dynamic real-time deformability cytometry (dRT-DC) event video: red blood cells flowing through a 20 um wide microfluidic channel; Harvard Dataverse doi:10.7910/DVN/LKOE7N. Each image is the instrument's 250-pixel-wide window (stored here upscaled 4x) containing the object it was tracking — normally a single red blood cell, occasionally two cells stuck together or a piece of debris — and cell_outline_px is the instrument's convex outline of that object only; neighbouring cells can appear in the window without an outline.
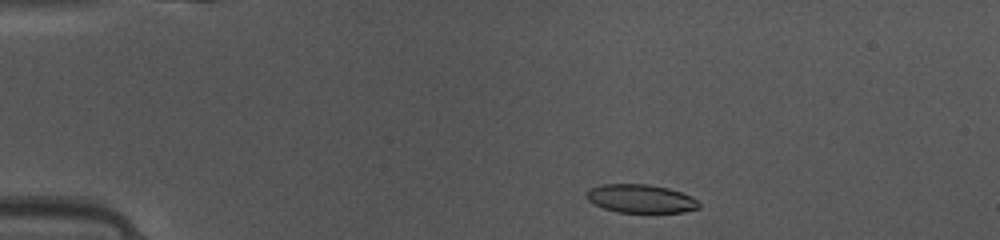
{"species": "common noctule bat (a hibernating species)", "species_latin": "Nyctalus noctula", "temperature_condition": "warm", "stored_images_in_passage": 41, "camera_frame_rate_fps": 3000, "um_per_image_px": 0.085, "animal": {"sex": "female", "body_mass_g": 10.0, "forearm_length_mm": 53.1}, "frame": {"image": 1, "passage_image": 2, "time_ms": 0.333, "image_size_px": [1000, 240], "cell_outline_px": [[700, 208], [684, 212], [616, 212], [604, 208], [588, 200], [584, 196], [584, 192], [588, 188], [600, 184], [648, 184], [668, 188], [680, 192], [696, 200], [700, 204]], "centroid_in_image_um": [54.4, 16.88], "position_along_channel_um": 30.6, "area_um2": 18.67}}
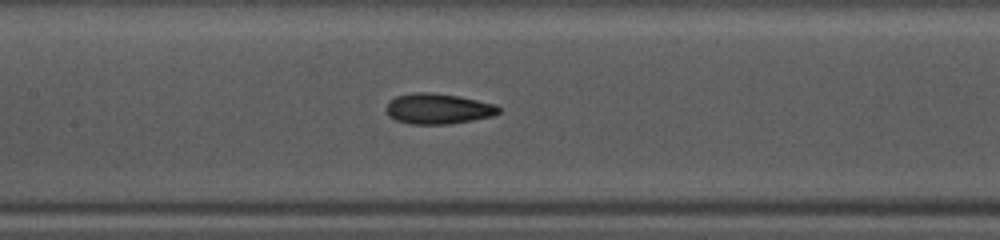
{"frame": {"image": 2, "passage_image": 16, "time_ms": 5.0, "image_size_px": [1000, 240], "cell_outline_px": [[500, 112], [492, 116], [472, 120], [448, 124], [408, 124], [396, 120], [388, 116], [384, 108], [388, 100], [396, 96], [412, 92], [428, 92], [460, 96], [496, 104], [500, 108]], "centroid_in_image_um": [37.19, 9.23], "position_along_channel_um": 170.2, "area_um2": 20.29}}
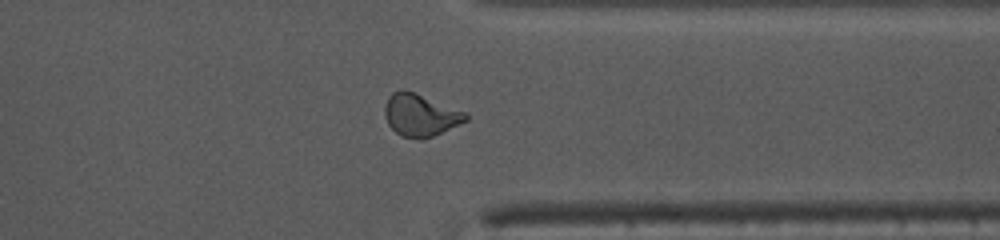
{"frame": {"image": 3, "passage_image": 31, "time_ms": 10.0, "image_size_px": [1000, 240], "cell_outline_px": [[468, 120], [432, 136], [420, 140], [400, 136], [388, 124], [384, 112], [384, 108], [388, 96], [392, 92], [400, 88], [404, 88], [468, 112]], "centroid_in_image_um": [35.72, 9.76], "position_along_channel_um": 375.7, "area_um2": 20.23}, "authors_computed_cell_mechanics": {"area_um2": 19.7098, "velocity_mm_per_s": 4.1418, "shape_relaxation_time_tau1_ms": 3.2441, "shape_relaxation_time_tau2_ms": 1.3006, "deformation_change_tau1": 0.1606, "deformation_change_tau2": 0.0824}}